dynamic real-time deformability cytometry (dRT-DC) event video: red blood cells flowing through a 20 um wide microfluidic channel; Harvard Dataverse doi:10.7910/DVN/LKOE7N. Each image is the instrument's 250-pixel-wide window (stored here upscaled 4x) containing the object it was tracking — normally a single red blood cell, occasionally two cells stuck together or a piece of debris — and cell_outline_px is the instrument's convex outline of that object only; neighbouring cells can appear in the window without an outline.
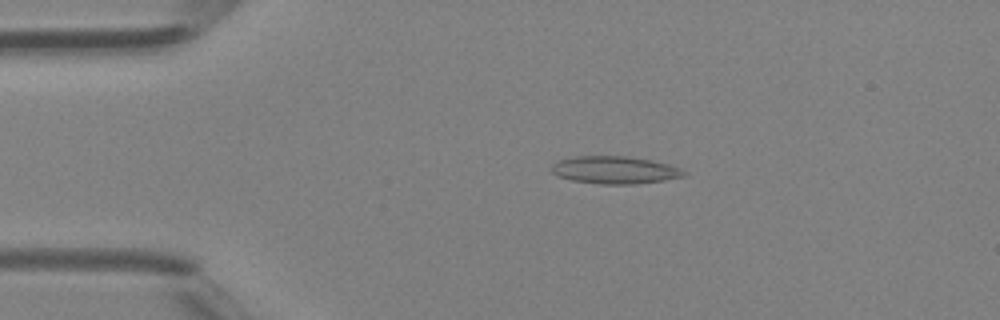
{"species": "Egyptian fruit bat (a non-hibernating species)", "species_latin": "Rousettus aegyptiacus", "temperature_condition": "room temperature", "stored_images_in_passage": 46, "camera_frame_rate_fps": 3000, "um_per_image_px": 0.085, "animal": {"sex": "female"}, "frame": {"image": 1, "passage_image": 9, "time_ms": 2.667, "image_size_px": [1000, 320], "cell_outline_px": [[688, 172], [684, 176], [664, 180], [632, 184], [600, 184], [572, 180], [556, 176], [548, 168], [552, 164], [560, 160], [576, 156], [628, 156], [668, 164], [680, 168]], "centroid_in_image_um": [52.22, 14.45], "position_along_channel_um": 32.8, "area_um2": 21.21}}
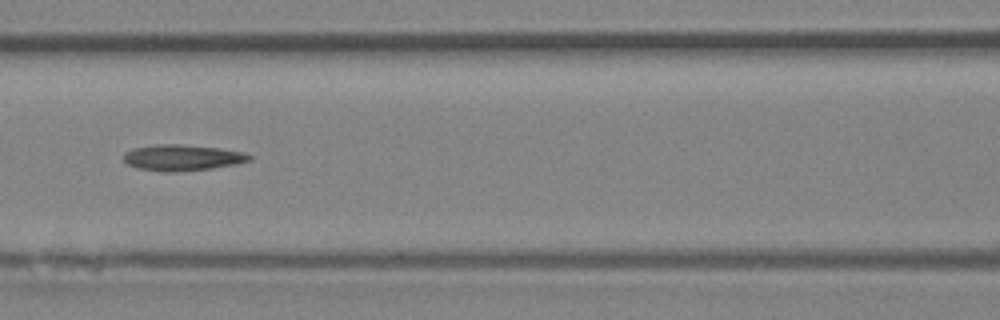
{"frame": {"image": 2, "passage_image": 20, "time_ms": 6.333, "image_size_px": [1000, 320], "cell_outline_px": [[252, 160], [236, 164], [212, 168], [172, 172], [164, 172], [136, 168], [128, 164], [124, 160], [124, 152], [136, 148], [156, 144], [180, 144], [220, 148], [244, 152], [252, 156]], "centroid_in_image_um": [15.51, 13.4], "position_along_channel_um": 151.1, "area_um2": 19.07}}
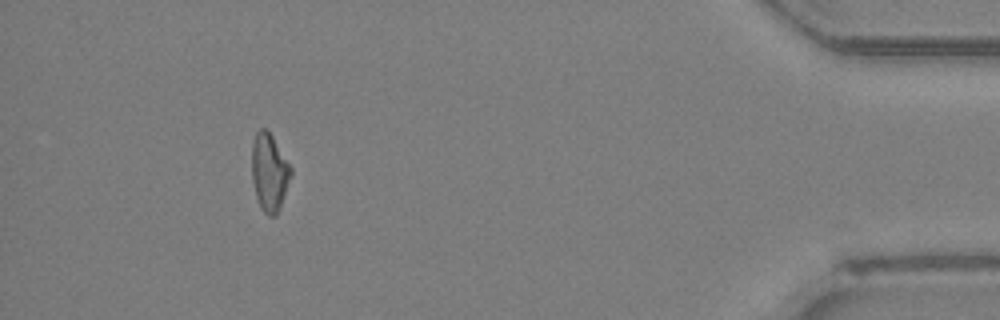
{"frame": {"image": 3, "passage_image": 42, "time_ms": 13.667, "image_size_px": [1000, 320], "cell_outline_px": [[292, 172], [280, 208], [276, 216], [268, 216], [260, 208], [256, 196], [252, 180], [252, 144], [256, 132], [260, 128], [264, 128], [272, 136], [292, 168]], "centroid_in_image_um": [22.89, 14.67], "position_along_channel_um": 412.3, "area_um2": 17.57}}